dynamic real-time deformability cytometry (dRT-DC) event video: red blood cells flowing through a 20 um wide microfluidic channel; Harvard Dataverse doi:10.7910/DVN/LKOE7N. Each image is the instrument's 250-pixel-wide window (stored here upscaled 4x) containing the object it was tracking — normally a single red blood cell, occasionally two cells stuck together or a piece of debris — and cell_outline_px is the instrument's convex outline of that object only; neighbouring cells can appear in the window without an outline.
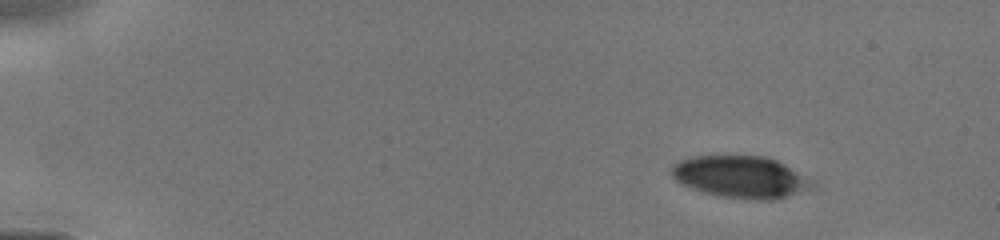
{"species": "human", "species_latin": "Homo sapiens", "temperature_condition": "cold", "stored_images_in_passage": 5, "camera_frame_rate_fps": 3000, "um_per_image_px": 0.085, "donor": {"sex": "male"}, "frame": {"image": 1, "passage_image": 1, "time_ms": 0.0, "image_size_px": [1000, 240], "cell_outline_px": [[816, 184], [808, 188], [772, 200], [752, 200], [720, 196], [704, 192], [680, 184], [672, 176], [672, 164], [688, 156], [768, 156], [784, 164]], "centroid_in_image_um": [62.87, 15.03], "position_along_channel_um": 22.1, "area_um2": 33.93}}
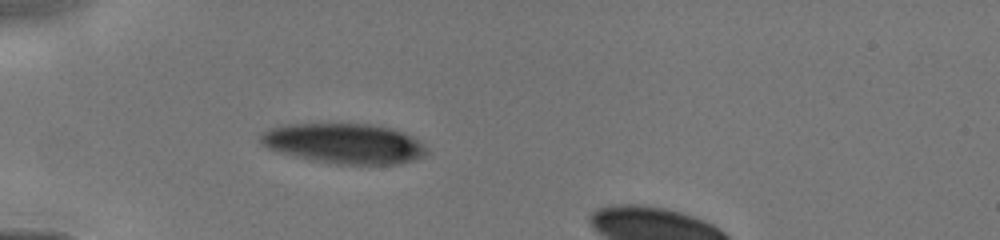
{"frame": {"image": 2, "passage_image": 5, "time_ms": 3.0, "image_size_px": [1000, 240], "cell_outline_px": [[428, 152], [424, 156], [400, 164], [336, 164], [280, 152], [268, 148], [260, 144], [260, 132], [268, 128], [280, 124], [372, 124], [392, 128], [404, 132], [412, 136], [424, 144]], "centroid_in_image_um": [29.26, 12.18], "position_along_channel_um": 55.7, "area_um2": 38.9}}